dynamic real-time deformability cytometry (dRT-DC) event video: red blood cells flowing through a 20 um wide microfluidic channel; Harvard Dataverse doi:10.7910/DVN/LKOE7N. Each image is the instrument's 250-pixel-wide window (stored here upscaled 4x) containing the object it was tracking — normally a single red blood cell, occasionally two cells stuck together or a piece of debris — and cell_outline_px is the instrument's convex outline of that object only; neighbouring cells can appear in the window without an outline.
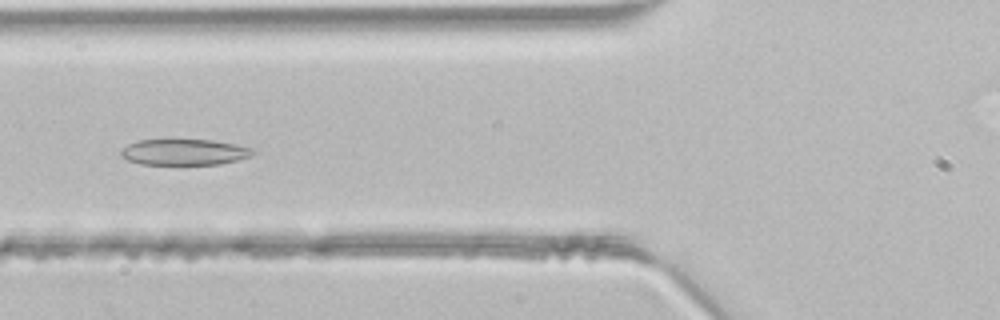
{"species": "common noctule bat (a hibernating species)", "species_latin": "Nyctalus noctula", "temperature_condition": "room temperature", "stored_images_in_passage": 34, "segment_of_instrument_passage": [1, 2], "camera_frame_rate_fps": 3000, "um_per_image_px": 0.085, "animal": {"sex": "male", "body_mass_g": 21.5, "forearm_length_mm": 52.0}, "frame": {"image": 1, "passage_image": 6, "time_ms": 1.667, "image_size_px": [1000, 320], "cell_outline_px": [[256, 152], [248, 156], [236, 160], [220, 164], [140, 164], [128, 160], [120, 156], [120, 152], [128, 144], [140, 140], [212, 140], [236, 144], [252, 148]], "centroid_in_image_um": [15.65, 12.93], "position_along_channel_um": 110.1, "area_um2": 19.77}}
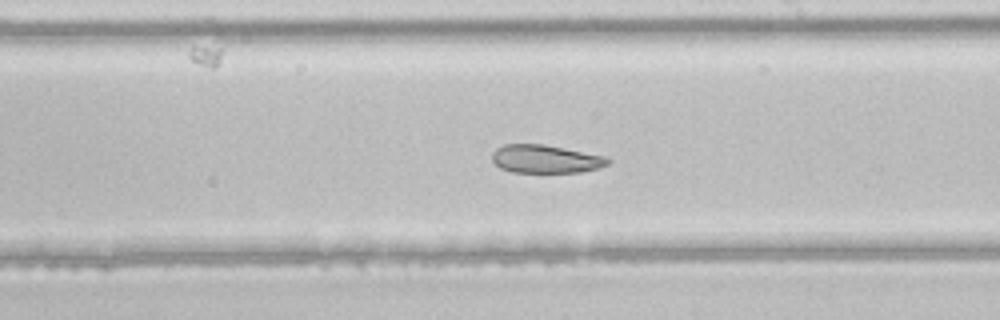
{"frame": {"image": 2, "passage_image": 15, "time_ms": 4.667, "image_size_px": [1000, 320], "cell_outline_px": [[612, 160], [608, 164], [596, 168], [580, 172], [512, 172], [500, 168], [492, 160], [492, 152], [496, 148], [504, 144], [544, 144], [604, 156]], "centroid_in_image_um": [46.34, 13.51], "position_along_channel_um": 242.7, "area_um2": 18.9}}
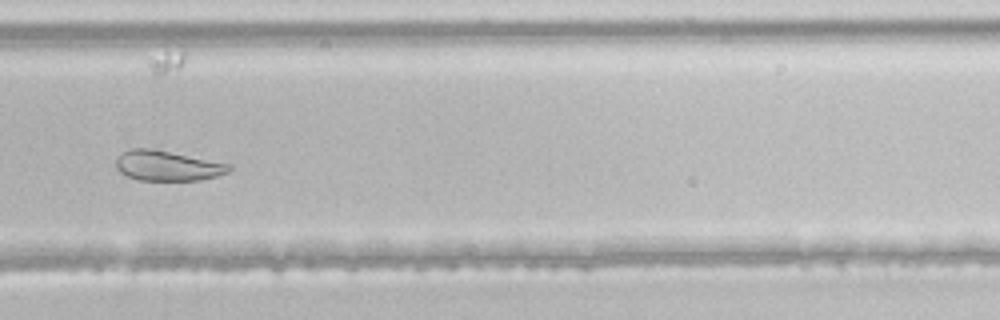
{"frame": {"image": 3, "passage_image": 20, "time_ms": 6.333, "image_size_px": [1000, 320], "cell_outline_px": [[232, 168], [228, 172], [216, 176], [200, 180], [140, 180], [128, 176], [120, 172], [116, 168], [116, 160], [124, 152], [132, 148], [148, 148], [232, 164]], "centroid_in_image_um": [14.25, 14.09], "position_along_channel_um": 315.5, "area_um2": 19.54}}